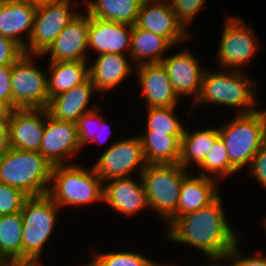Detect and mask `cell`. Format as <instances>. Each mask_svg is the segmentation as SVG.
<instances>
[{
    "label": "cell",
    "instance_id": "obj_1",
    "mask_svg": "<svg viewBox=\"0 0 266 266\" xmlns=\"http://www.w3.org/2000/svg\"><path fill=\"white\" fill-rule=\"evenodd\" d=\"M222 201L221 194L209 206L176 218L164 229L165 239L199 250L208 261H220L241 239L228 222Z\"/></svg>",
    "mask_w": 266,
    "mask_h": 266
},
{
    "label": "cell",
    "instance_id": "obj_2",
    "mask_svg": "<svg viewBox=\"0 0 266 266\" xmlns=\"http://www.w3.org/2000/svg\"><path fill=\"white\" fill-rule=\"evenodd\" d=\"M206 68L201 91L195 103L190 106L189 113L208 105L236 108L235 114L251 113L259 109L258 80L245 74L246 71ZM237 111V112H236Z\"/></svg>",
    "mask_w": 266,
    "mask_h": 266
},
{
    "label": "cell",
    "instance_id": "obj_3",
    "mask_svg": "<svg viewBox=\"0 0 266 266\" xmlns=\"http://www.w3.org/2000/svg\"><path fill=\"white\" fill-rule=\"evenodd\" d=\"M76 162L55 165L51 171L47 195L62 210L103 203L104 182L92 166Z\"/></svg>",
    "mask_w": 266,
    "mask_h": 266
},
{
    "label": "cell",
    "instance_id": "obj_4",
    "mask_svg": "<svg viewBox=\"0 0 266 266\" xmlns=\"http://www.w3.org/2000/svg\"><path fill=\"white\" fill-rule=\"evenodd\" d=\"M227 122V123H226ZM219 125V136L227 148L230 163L246 170L258 150L266 143V120L262 108Z\"/></svg>",
    "mask_w": 266,
    "mask_h": 266
},
{
    "label": "cell",
    "instance_id": "obj_5",
    "mask_svg": "<svg viewBox=\"0 0 266 266\" xmlns=\"http://www.w3.org/2000/svg\"><path fill=\"white\" fill-rule=\"evenodd\" d=\"M53 166L38 152L9 148L1 155L0 183L42 196L49 190Z\"/></svg>",
    "mask_w": 266,
    "mask_h": 266
},
{
    "label": "cell",
    "instance_id": "obj_6",
    "mask_svg": "<svg viewBox=\"0 0 266 266\" xmlns=\"http://www.w3.org/2000/svg\"><path fill=\"white\" fill-rule=\"evenodd\" d=\"M21 211L23 215L22 259L42 262L43 251L54 236L53 232L56 231L57 222H60L59 214L62 210L46 194L28 197Z\"/></svg>",
    "mask_w": 266,
    "mask_h": 266
},
{
    "label": "cell",
    "instance_id": "obj_7",
    "mask_svg": "<svg viewBox=\"0 0 266 266\" xmlns=\"http://www.w3.org/2000/svg\"><path fill=\"white\" fill-rule=\"evenodd\" d=\"M222 24V34L216 52V67L244 71L262 49L260 38L253 27L240 15L229 14ZM244 68V69H243Z\"/></svg>",
    "mask_w": 266,
    "mask_h": 266
},
{
    "label": "cell",
    "instance_id": "obj_8",
    "mask_svg": "<svg viewBox=\"0 0 266 266\" xmlns=\"http://www.w3.org/2000/svg\"><path fill=\"white\" fill-rule=\"evenodd\" d=\"M189 170L177 164H147L141 172L150 211L165 223L176 211Z\"/></svg>",
    "mask_w": 266,
    "mask_h": 266
},
{
    "label": "cell",
    "instance_id": "obj_9",
    "mask_svg": "<svg viewBox=\"0 0 266 266\" xmlns=\"http://www.w3.org/2000/svg\"><path fill=\"white\" fill-rule=\"evenodd\" d=\"M42 58V55L24 53L11 65L13 109L48 107L47 70L38 67Z\"/></svg>",
    "mask_w": 266,
    "mask_h": 266
},
{
    "label": "cell",
    "instance_id": "obj_10",
    "mask_svg": "<svg viewBox=\"0 0 266 266\" xmlns=\"http://www.w3.org/2000/svg\"><path fill=\"white\" fill-rule=\"evenodd\" d=\"M115 140L91 165L104 183L115 178L133 176L136 173L137 176L141 175L147 166L138 134Z\"/></svg>",
    "mask_w": 266,
    "mask_h": 266
},
{
    "label": "cell",
    "instance_id": "obj_11",
    "mask_svg": "<svg viewBox=\"0 0 266 266\" xmlns=\"http://www.w3.org/2000/svg\"><path fill=\"white\" fill-rule=\"evenodd\" d=\"M79 5L76 0H59L37 7L32 33L24 53L43 55L61 31L80 13L77 11Z\"/></svg>",
    "mask_w": 266,
    "mask_h": 266
},
{
    "label": "cell",
    "instance_id": "obj_12",
    "mask_svg": "<svg viewBox=\"0 0 266 266\" xmlns=\"http://www.w3.org/2000/svg\"><path fill=\"white\" fill-rule=\"evenodd\" d=\"M182 48L173 54L170 52L171 54H168L160 63L165 68L179 99L191 98L188 101L193 105L199 97L206 67H203L201 60L194 56L195 53L188 49L189 47L182 46Z\"/></svg>",
    "mask_w": 266,
    "mask_h": 266
},
{
    "label": "cell",
    "instance_id": "obj_13",
    "mask_svg": "<svg viewBox=\"0 0 266 266\" xmlns=\"http://www.w3.org/2000/svg\"><path fill=\"white\" fill-rule=\"evenodd\" d=\"M81 151L77 123L56 119L47 110L39 153L55 166L71 164L70 161Z\"/></svg>",
    "mask_w": 266,
    "mask_h": 266
},
{
    "label": "cell",
    "instance_id": "obj_14",
    "mask_svg": "<svg viewBox=\"0 0 266 266\" xmlns=\"http://www.w3.org/2000/svg\"><path fill=\"white\" fill-rule=\"evenodd\" d=\"M136 25L165 37L174 47L192 39V32L178 21L169 0H143Z\"/></svg>",
    "mask_w": 266,
    "mask_h": 266
},
{
    "label": "cell",
    "instance_id": "obj_15",
    "mask_svg": "<svg viewBox=\"0 0 266 266\" xmlns=\"http://www.w3.org/2000/svg\"><path fill=\"white\" fill-rule=\"evenodd\" d=\"M136 177L134 175L106 181L103 193L106 207L109 206V209L126 218L137 216L145 209L150 210L142 177Z\"/></svg>",
    "mask_w": 266,
    "mask_h": 266
},
{
    "label": "cell",
    "instance_id": "obj_16",
    "mask_svg": "<svg viewBox=\"0 0 266 266\" xmlns=\"http://www.w3.org/2000/svg\"><path fill=\"white\" fill-rule=\"evenodd\" d=\"M89 27L90 15L84 10L61 31L42 56H48V62L91 61V53L88 52Z\"/></svg>",
    "mask_w": 266,
    "mask_h": 266
},
{
    "label": "cell",
    "instance_id": "obj_17",
    "mask_svg": "<svg viewBox=\"0 0 266 266\" xmlns=\"http://www.w3.org/2000/svg\"><path fill=\"white\" fill-rule=\"evenodd\" d=\"M47 108H16L7 121L10 148L38 151L44 132Z\"/></svg>",
    "mask_w": 266,
    "mask_h": 266
},
{
    "label": "cell",
    "instance_id": "obj_18",
    "mask_svg": "<svg viewBox=\"0 0 266 266\" xmlns=\"http://www.w3.org/2000/svg\"><path fill=\"white\" fill-rule=\"evenodd\" d=\"M135 75L145 108L178 106L181 102L161 63L138 65Z\"/></svg>",
    "mask_w": 266,
    "mask_h": 266
},
{
    "label": "cell",
    "instance_id": "obj_19",
    "mask_svg": "<svg viewBox=\"0 0 266 266\" xmlns=\"http://www.w3.org/2000/svg\"><path fill=\"white\" fill-rule=\"evenodd\" d=\"M221 184L214 178L191 171L182 181L177 211L164 223L166 229L176 218L209 206L222 193Z\"/></svg>",
    "mask_w": 266,
    "mask_h": 266
},
{
    "label": "cell",
    "instance_id": "obj_20",
    "mask_svg": "<svg viewBox=\"0 0 266 266\" xmlns=\"http://www.w3.org/2000/svg\"><path fill=\"white\" fill-rule=\"evenodd\" d=\"M132 25L105 21L90 16L88 52L130 55Z\"/></svg>",
    "mask_w": 266,
    "mask_h": 266
},
{
    "label": "cell",
    "instance_id": "obj_21",
    "mask_svg": "<svg viewBox=\"0 0 266 266\" xmlns=\"http://www.w3.org/2000/svg\"><path fill=\"white\" fill-rule=\"evenodd\" d=\"M94 95L101 97L89 77L70 90L52 97L47 107L48 113L56 119L76 123L83 114L100 106L99 101L91 103Z\"/></svg>",
    "mask_w": 266,
    "mask_h": 266
},
{
    "label": "cell",
    "instance_id": "obj_22",
    "mask_svg": "<svg viewBox=\"0 0 266 266\" xmlns=\"http://www.w3.org/2000/svg\"><path fill=\"white\" fill-rule=\"evenodd\" d=\"M94 60L89 61V77L100 96L107 92L112 93L111 91L118 89L123 81L135 73L136 66L130 55L100 54Z\"/></svg>",
    "mask_w": 266,
    "mask_h": 266
},
{
    "label": "cell",
    "instance_id": "obj_23",
    "mask_svg": "<svg viewBox=\"0 0 266 266\" xmlns=\"http://www.w3.org/2000/svg\"><path fill=\"white\" fill-rule=\"evenodd\" d=\"M36 7L25 0H0V35L26 49L32 33ZM25 34V35H24Z\"/></svg>",
    "mask_w": 266,
    "mask_h": 266
},
{
    "label": "cell",
    "instance_id": "obj_24",
    "mask_svg": "<svg viewBox=\"0 0 266 266\" xmlns=\"http://www.w3.org/2000/svg\"><path fill=\"white\" fill-rule=\"evenodd\" d=\"M174 47L165 37L132 26L130 57L135 66L160 63ZM168 52V53H167Z\"/></svg>",
    "mask_w": 266,
    "mask_h": 266
},
{
    "label": "cell",
    "instance_id": "obj_25",
    "mask_svg": "<svg viewBox=\"0 0 266 266\" xmlns=\"http://www.w3.org/2000/svg\"><path fill=\"white\" fill-rule=\"evenodd\" d=\"M147 164H177L181 158L183 135L143 131L139 134Z\"/></svg>",
    "mask_w": 266,
    "mask_h": 266
},
{
    "label": "cell",
    "instance_id": "obj_26",
    "mask_svg": "<svg viewBox=\"0 0 266 266\" xmlns=\"http://www.w3.org/2000/svg\"><path fill=\"white\" fill-rule=\"evenodd\" d=\"M48 95L52 97L70 90L89 78V61L47 62Z\"/></svg>",
    "mask_w": 266,
    "mask_h": 266
},
{
    "label": "cell",
    "instance_id": "obj_27",
    "mask_svg": "<svg viewBox=\"0 0 266 266\" xmlns=\"http://www.w3.org/2000/svg\"><path fill=\"white\" fill-rule=\"evenodd\" d=\"M199 129L195 128L191 132L188 127H185L182 136L179 164L190 171L192 166H195L196 169L204 161L216 139L219 137L218 126Z\"/></svg>",
    "mask_w": 266,
    "mask_h": 266
},
{
    "label": "cell",
    "instance_id": "obj_28",
    "mask_svg": "<svg viewBox=\"0 0 266 266\" xmlns=\"http://www.w3.org/2000/svg\"><path fill=\"white\" fill-rule=\"evenodd\" d=\"M143 0H83V10L93 17L135 25Z\"/></svg>",
    "mask_w": 266,
    "mask_h": 266
},
{
    "label": "cell",
    "instance_id": "obj_29",
    "mask_svg": "<svg viewBox=\"0 0 266 266\" xmlns=\"http://www.w3.org/2000/svg\"><path fill=\"white\" fill-rule=\"evenodd\" d=\"M22 211L0 216V260L22 259Z\"/></svg>",
    "mask_w": 266,
    "mask_h": 266
},
{
    "label": "cell",
    "instance_id": "obj_30",
    "mask_svg": "<svg viewBox=\"0 0 266 266\" xmlns=\"http://www.w3.org/2000/svg\"><path fill=\"white\" fill-rule=\"evenodd\" d=\"M107 122V117H104L101 105L95 110L83 114L78 119L76 123L81 149L93 143H98L100 146L101 143H105L104 141L110 137L107 130L109 133L111 132L110 125Z\"/></svg>",
    "mask_w": 266,
    "mask_h": 266
},
{
    "label": "cell",
    "instance_id": "obj_31",
    "mask_svg": "<svg viewBox=\"0 0 266 266\" xmlns=\"http://www.w3.org/2000/svg\"><path fill=\"white\" fill-rule=\"evenodd\" d=\"M196 169L199 172L198 175L214 178L220 183L232 174L239 172L230 163L227 148L220 136L216 139L204 161Z\"/></svg>",
    "mask_w": 266,
    "mask_h": 266
},
{
    "label": "cell",
    "instance_id": "obj_32",
    "mask_svg": "<svg viewBox=\"0 0 266 266\" xmlns=\"http://www.w3.org/2000/svg\"><path fill=\"white\" fill-rule=\"evenodd\" d=\"M178 106L146 108V128L144 131L183 135L187 125L181 123L176 112Z\"/></svg>",
    "mask_w": 266,
    "mask_h": 266
},
{
    "label": "cell",
    "instance_id": "obj_33",
    "mask_svg": "<svg viewBox=\"0 0 266 266\" xmlns=\"http://www.w3.org/2000/svg\"><path fill=\"white\" fill-rule=\"evenodd\" d=\"M90 261H86L79 266H155L157 260L145 257V254L131 250L108 252H95Z\"/></svg>",
    "mask_w": 266,
    "mask_h": 266
},
{
    "label": "cell",
    "instance_id": "obj_34",
    "mask_svg": "<svg viewBox=\"0 0 266 266\" xmlns=\"http://www.w3.org/2000/svg\"><path fill=\"white\" fill-rule=\"evenodd\" d=\"M238 241L221 259V266H266V254L262 250H255L249 255L241 252ZM228 261V262H227Z\"/></svg>",
    "mask_w": 266,
    "mask_h": 266
},
{
    "label": "cell",
    "instance_id": "obj_35",
    "mask_svg": "<svg viewBox=\"0 0 266 266\" xmlns=\"http://www.w3.org/2000/svg\"><path fill=\"white\" fill-rule=\"evenodd\" d=\"M28 197L21 189L0 183V216L20 212Z\"/></svg>",
    "mask_w": 266,
    "mask_h": 266
},
{
    "label": "cell",
    "instance_id": "obj_36",
    "mask_svg": "<svg viewBox=\"0 0 266 266\" xmlns=\"http://www.w3.org/2000/svg\"><path fill=\"white\" fill-rule=\"evenodd\" d=\"M178 21L188 30L197 14L206 7V0H169ZM202 9V10H201Z\"/></svg>",
    "mask_w": 266,
    "mask_h": 266
},
{
    "label": "cell",
    "instance_id": "obj_37",
    "mask_svg": "<svg viewBox=\"0 0 266 266\" xmlns=\"http://www.w3.org/2000/svg\"><path fill=\"white\" fill-rule=\"evenodd\" d=\"M245 174L266 190V143L255 154Z\"/></svg>",
    "mask_w": 266,
    "mask_h": 266
},
{
    "label": "cell",
    "instance_id": "obj_38",
    "mask_svg": "<svg viewBox=\"0 0 266 266\" xmlns=\"http://www.w3.org/2000/svg\"><path fill=\"white\" fill-rule=\"evenodd\" d=\"M23 54L17 43L0 35V66H11Z\"/></svg>",
    "mask_w": 266,
    "mask_h": 266
},
{
    "label": "cell",
    "instance_id": "obj_39",
    "mask_svg": "<svg viewBox=\"0 0 266 266\" xmlns=\"http://www.w3.org/2000/svg\"><path fill=\"white\" fill-rule=\"evenodd\" d=\"M0 100L12 107L11 66H0Z\"/></svg>",
    "mask_w": 266,
    "mask_h": 266
},
{
    "label": "cell",
    "instance_id": "obj_40",
    "mask_svg": "<svg viewBox=\"0 0 266 266\" xmlns=\"http://www.w3.org/2000/svg\"><path fill=\"white\" fill-rule=\"evenodd\" d=\"M43 262L34 259L0 260V266H44Z\"/></svg>",
    "mask_w": 266,
    "mask_h": 266
},
{
    "label": "cell",
    "instance_id": "obj_41",
    "mask_svg": "<svg viewBox=\"0 0 266 266\" xmlns=\"http://www.w3.org/2000/svg\"><path fill=\"white\" fill-rule=\"evenodd\" d=\"M10 148L9 127L7 121H0V154L2 155Z\"/></svg>",
    "mask_w": 266,
    "mask_h": 266
},
{
    "label": "cell",
    "instance_id": "obj_42",
    "mask_svg": "<svg viewBox=\"0 0 266 266\" xmlns=\"http://www.w3.org/2000/svg\"><path fill=\"white\" fill-rule=\"evenodd\" d=\"M13 110L5 100H0V121H8Z\"/></svg>",
    "mask_w": 266,
    "mask_h": 266
},
{
    "label": "cell",
    "instance_id": "obj_43",
    "mask_svg": "<svg viewBox=\"0 0 266 266\" xmlns=\"http://www.w3.org/2000/svg\"><path fill=\"white\" fill-rule=\"evenodd\" d=\"M28 1L32 6L40 7V6H44L46 4H50L53 2H57L59 0H25Z\"/></svg>",
    "mask_w": 266,
    "mask_h": 266
},
{
    "label": "cell",
    "instance_id": "obj_44",
    "mask_svg": "<svg viewBox=\"0 0 266 266\" xmlns=\"http://www.w3.org/2000/svg\"><path fill=\"white\" fill-rule=\"evenodd\" d=\"M208 264H206V265H201V266H221V263H220V261H208L207 262ZM174 266H175V264H174ZM177 266H178V264H177ZM179 266H181V265H179ZM193 266V265H192ZM197 266V265H196ZM200 266V265H199Z\"/></svg>",
    "mask_w": 266,
    "mask_h": 266
},
{
    "label": "cell",
    "instance_id": "obj_45",
    "mask_svg": "<svg viewBox=\"0 0 266 266\" xmlns=\"http://www.w3.org/2000/svg\"><path fill=\"white\" fill-rule=\"evenodd\" d=\"M262 219L263 220H261V223H262L261 227H263L264 231L266 232V216H265V218L263 217Z\"/></svg>",
    "mask_w": 266,
    "mask_h": 266
},
{
    "label": "cell",
    "instance_id": "obj_46",
    "mask_svg": "<svg viewBox=\"0 0 266 266\" xmlns=\"http://www.w3.org/2000/svg\"><path fill=\"white\" fill-rule=\"evenodd\" d=\"M155 266H174V265H173V264H172V265H169L168 263H167V264H165V263H160V262L158 261V263H156Z\"/></svg>",
    "mask_w": 266,
    "mask_h": 266
},
{
    "label": "cell",
    "instance_id": "obj_47",
    "mask_svg": "<svg viewBox=\"0 0 266 266\" xmlns=\"http://www.w3.org/2000/svg\"><path fill=\"white\" fill-rule=\"evenodd\" d=\"M262 110L264 112V116H265V120H266V108L265 109L262 108Z\"/></svg>",
    "mask_w": 266,
    "mask_h": 266
}]
</instances>
